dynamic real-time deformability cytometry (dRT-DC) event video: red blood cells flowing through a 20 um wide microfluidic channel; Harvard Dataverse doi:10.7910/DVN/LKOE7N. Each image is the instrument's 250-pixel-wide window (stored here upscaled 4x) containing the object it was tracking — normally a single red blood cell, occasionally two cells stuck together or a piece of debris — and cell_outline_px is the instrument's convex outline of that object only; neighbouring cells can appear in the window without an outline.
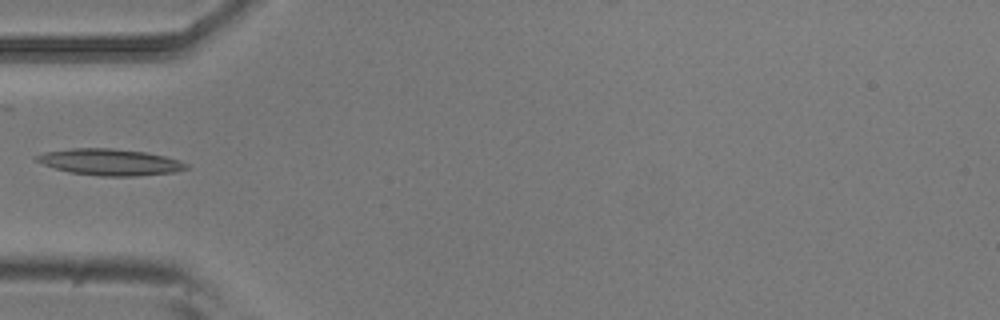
{"species": "common noctule bat (a hibernating species)", "species_latin": "Nyctalus noctula", "temperature_condition": "room temperature", "stored_images_in_passage": 7, "camera_frame_rate_fps": 3000, "um_per_image_px": 0.085, "animal": {"sex": "male", "body_mass_g": 20.5, "forearm_length_mm": 52.5}, "frame": {"image": 1, "passage_image": 5, "time_ms": 1.333, "image_size_px": [1000, 320], "cell_outline_px": [[188, 168], [172, 172], [136, 176], [100, 176], [68, 172], [44, 164], [36, 160], [32, 156], [44, 152], [72, 148], [112, 148], [144, 152], [164, 156], [180, 160], [188, 164]], "centroid_in_image_um": [9.32, 13.77], "position_along_channel_um": 75.7, "area_um2": 22.95}}
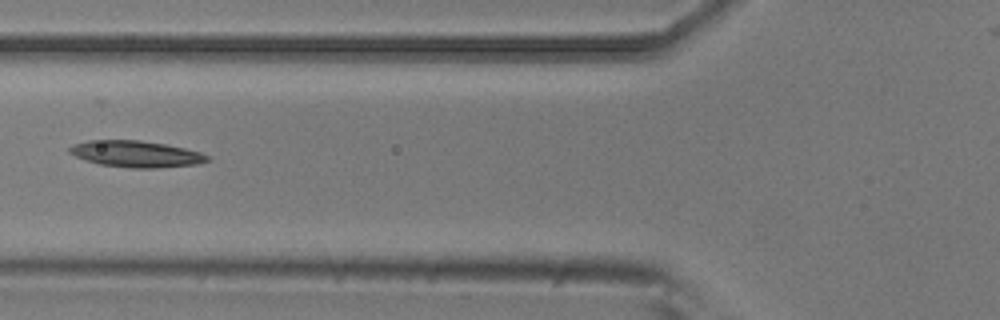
{"frame": {"image": 2, "passage_image": 6, "time_ms": 1.667, "image_size_px": [1000, 320], "cell_outline_px": [[208, 160], [196, 164], [156, 168], [136, 168], [100, 164], [76, 156], [68, 152], [68, 148], [72, 144], [88, 140], [140, 140], [164, 144], [184, 148], [200, 152], [208, 156]], "centroid_in_image_um": [11.53, 13.07], "position_along_channel_um": 114.3, "area_um2": 20.92}}
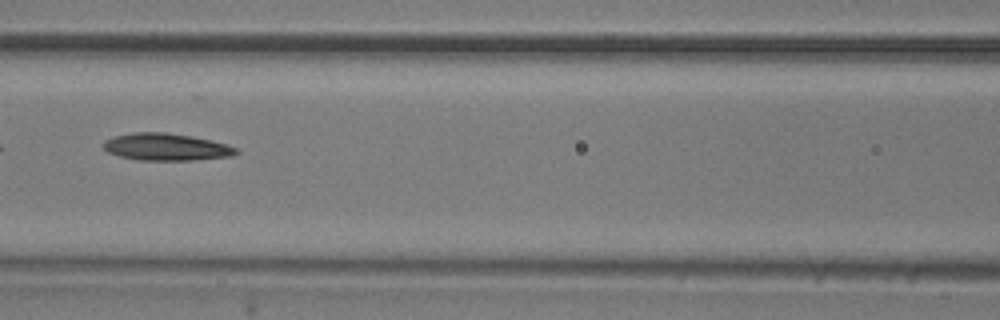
{"frame": {"image": 3, "passage_image": 7, "time_ms": 2.0, "image_size_px": [1000, 320], "cell_outline_px": [[240, 152], [232, 156], [192, 160], [140, 160], [120, 156], [108, 152], [104, 148], [104, 140], [112, 136], [132, 132], [164, 132], [192, 136], [212, 140], [228, 144], [236, 148]], "centroid_in_image_um": [14.14, 12.48], "position_along_channel_um": 152.5, "area_um2": 21.1}}